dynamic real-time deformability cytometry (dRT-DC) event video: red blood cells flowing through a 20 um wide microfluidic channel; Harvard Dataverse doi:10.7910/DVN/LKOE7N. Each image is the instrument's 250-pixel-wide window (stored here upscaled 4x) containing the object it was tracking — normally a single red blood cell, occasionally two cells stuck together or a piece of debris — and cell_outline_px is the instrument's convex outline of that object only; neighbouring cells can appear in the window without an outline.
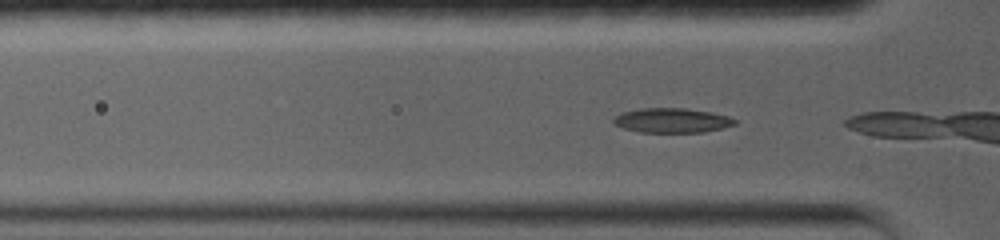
{"species": "common noctule bat (a hibernating species)", "species_latin": "Nyctalus noctula", "temperature_condition": "warm", "stored_images_in_passage": 6, "camera_frame_rate_fps": 5000, "um_per_image_px": 0.085, "animal": {"sex": "female", "body_mass_g": 19.0, "forearm_length_mm": 56.7}, "frame": {"image": 1, "passage_image": 4, "time_ms": 0.6, "image_size_px": [1000, 240], "cell_outline_px": [[736, 124], [704, 132], [640, 132], [624, 128], [616, 124], [612, 120], [620, 112], [640, 108], [684, 108], [708, 112], [728, 116], [736, 120]], "centroid_in_image_um": [57.08, 10.23], "position_along_channel_um": 68.7, "area_um2": 17.17}}